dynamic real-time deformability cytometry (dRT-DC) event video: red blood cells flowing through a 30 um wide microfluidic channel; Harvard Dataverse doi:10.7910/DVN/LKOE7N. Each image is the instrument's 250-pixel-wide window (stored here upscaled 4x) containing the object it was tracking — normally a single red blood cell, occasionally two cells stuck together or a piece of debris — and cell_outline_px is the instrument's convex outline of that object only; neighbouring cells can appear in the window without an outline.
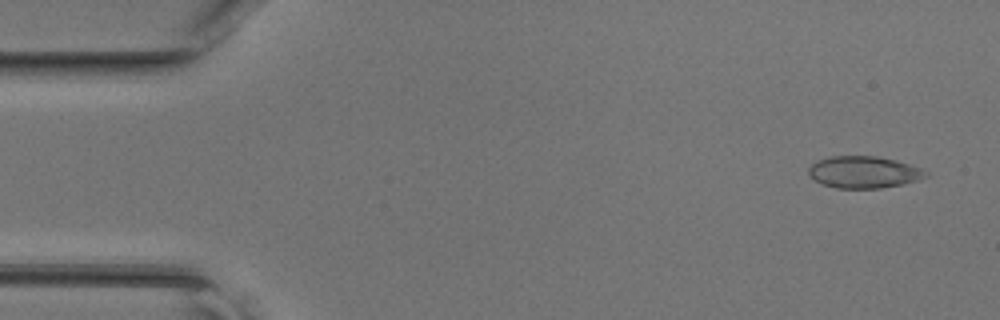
{"species": "common noctule bat (a hibernating species)", "species_latin": "Nyctalus noctula", "temperature_condition": "room temperature", "stored_images_in_passage": 45, "camera_frame_rate_fps": 3000, "um_per_image_px": 0.085, "animal": {"sex": "female", "body_mass_g": 17.0, "forearm_length_mm": 48.0}, "frame": {"image": 1, "passage_image": 2, "time_ms": 0.333, "image_size_px": [1000, 320], "cell_outline_px": [[928, 176], [916, 180], [900, 184], [880, 188], [836, 188], [824, 184], [816, 180], [808, 172], [808, 168], [816, 160], [828, 156], [876, 156], [896, 160], [920, 168], [928, 172]], "centroid_in_image_um": [73.4, 14.62], "position_along_channel_um": 11.6, "area_um2": 21.56}}
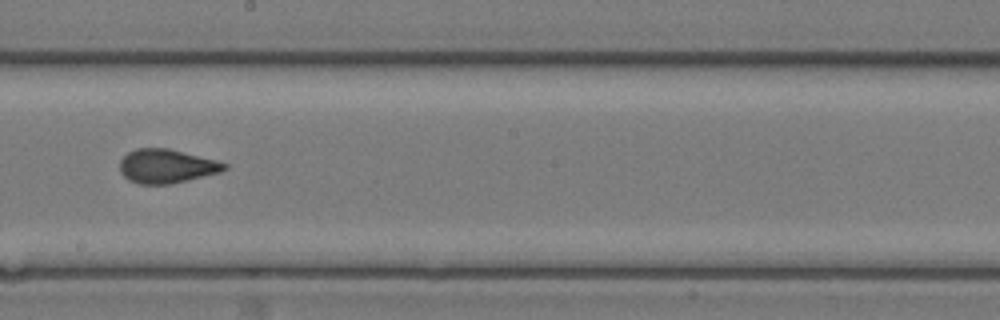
{"frame": {"image": 2, "passage_image": 25, "time_ms": 8.0, "image_size_px": [1000, 320], "cell_outline_px": [[228, 168], [220, 172], [168, 184], [140, 184], [128, 180], [120, 172], [120, 160], [128, 152], [136, 148], [168, 148], [216, 160], [228, 164]], "centroid_in_image_um": [14.13, 14.11], "position_along_channel_um": 234.1, "area_um2": 20.52}}
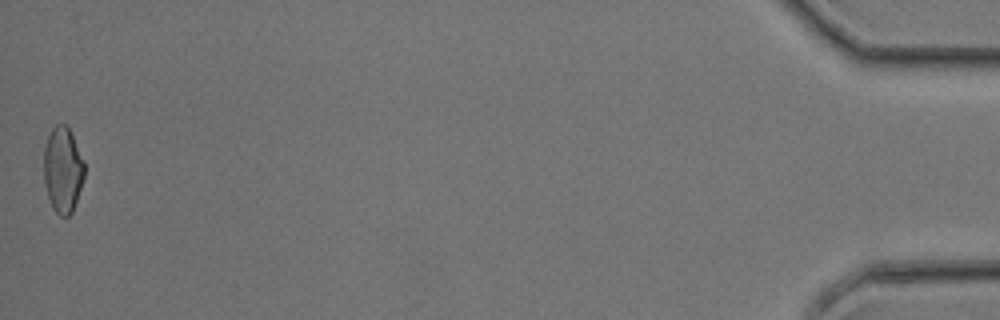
{"frame": {"image": 3, "passage_image": 45, "time_ms": 14.667, "image_size_px": [1000, 320], "cell_outline_px": [[84, 176], [72, 212], [68, 216], [60, 216], [52, 208], [48, 196], [44, 180], [44, 148], [48, 136], [52, 128], [56, 124], [64, 124], [68, 128], [84, 160]], "centroid_in_image_um": [5.33, 14.43], "position_along_channel_um": 429.9, "area_um2": 20.0}}